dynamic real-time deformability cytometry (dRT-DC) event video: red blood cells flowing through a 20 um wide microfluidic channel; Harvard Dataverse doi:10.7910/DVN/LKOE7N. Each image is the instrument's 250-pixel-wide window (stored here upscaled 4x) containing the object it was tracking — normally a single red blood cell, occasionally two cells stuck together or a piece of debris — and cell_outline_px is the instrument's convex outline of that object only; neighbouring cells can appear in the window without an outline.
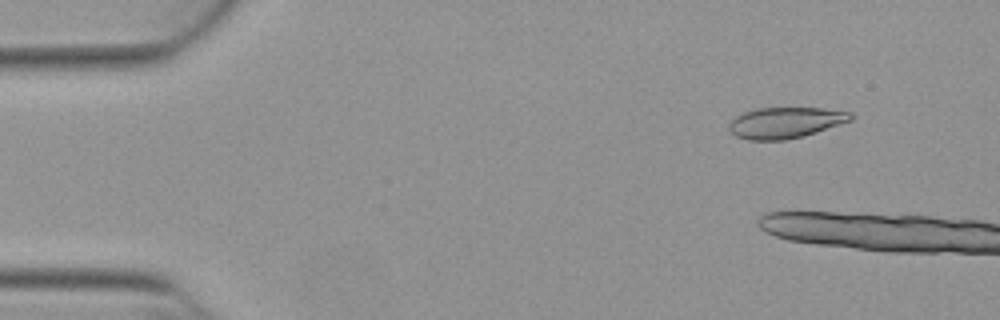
{"species": "Egyptian fruit bat (a non-hibernating species)", "species_latin": "Rousettus aegyptiacus", "temperature_condition": "warm", "stored_images_in_passage": 10, "camera_frame_rate_fps": 3000, "um_per_image_px": 0.085, "animal": {"sex": "female"}, "frame": {"image": 1, "passage_image": 6, "time_ms": 1.667, "image_size_px": [1000, 320], "cell_outline_px": [[856, 116], [852, 120], [804, 136], [784, 140], [748, 140], [736, 136], [728, 128], [728, 124], [736, 116], [744, 112], [756, 108], [824, 108], [852, 112]], "centroid_in_image_um": [66.78, 10.42], "position_along_channel_um": 18.2, "area_um2": 22.08}}